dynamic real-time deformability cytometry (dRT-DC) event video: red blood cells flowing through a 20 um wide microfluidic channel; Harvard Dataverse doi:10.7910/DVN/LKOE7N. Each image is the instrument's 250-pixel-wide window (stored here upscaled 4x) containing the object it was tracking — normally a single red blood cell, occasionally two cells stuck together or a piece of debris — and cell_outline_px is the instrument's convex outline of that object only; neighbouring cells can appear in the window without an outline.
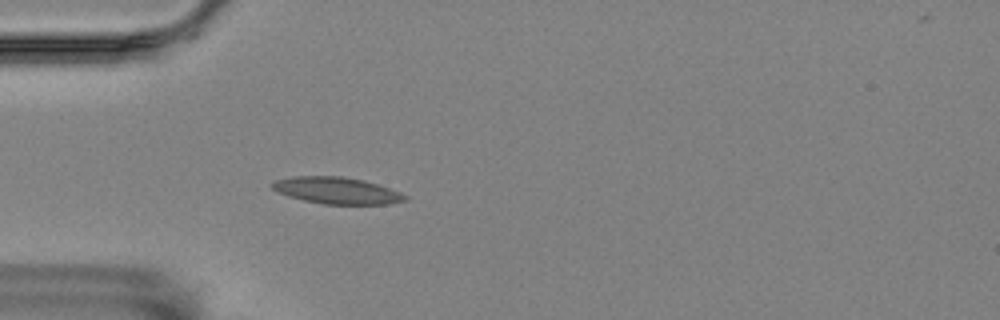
{"species": "Egyptian fruit bat (a non-hibernating species)", "species_latin": "Rousettus aegyptiacus", "temperature_condition": "room temperature", "stored_images_in_passage": 4, "camera_frame_rate_fps": 3000, "um_per_image_px": 0.085, "animal": {"sex": "female"}, "frame": {"image": 1, "passage_image": 4, "time_ms": 1.0, "image_size_px": [1000, 320], "cell_outline_px": [[408, 200], [388, 204], [324, 204], [304, 200], [288, 196], [276, 192], [268, 184], [276, 180], [292, 176], [340, 176], [364, 180], [400, 192], [408, 196]], "centroid_in_image_um": [28.59, 16.19], "position_along_channel_um": 56.4, "area_um2": 20.69}}